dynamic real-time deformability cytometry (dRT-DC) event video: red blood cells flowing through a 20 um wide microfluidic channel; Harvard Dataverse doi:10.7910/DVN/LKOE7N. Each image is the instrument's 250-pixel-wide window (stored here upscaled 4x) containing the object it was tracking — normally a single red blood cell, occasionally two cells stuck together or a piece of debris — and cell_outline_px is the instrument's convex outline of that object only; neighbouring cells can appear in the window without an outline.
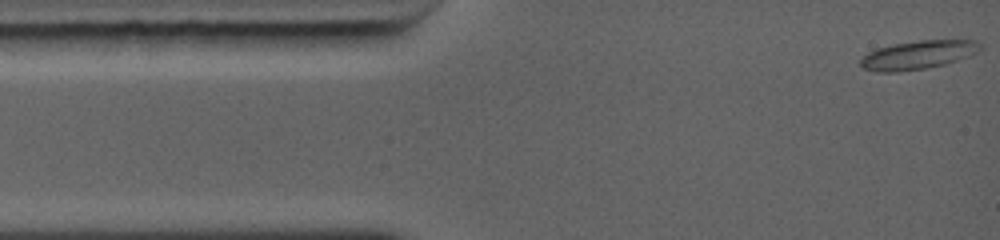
{"species": "common noctule bat (a hibernating species)", "species_latin": "Nyctalus noctula", "temperature_condition": "warm", "stored_images_in_passage": 12, "camera_frame_rate_fps": 5000, "um_per_image_px": 0.085, "animal": {"sex": "female", "body_mass_g": 19.0, "forearm_length_mm": 56.7}, "frame": {"image": 1, "passage_image": 1, "time_ms": 0.0, "image_size_px": [1000, 240], "cell_outline_px": [[984, 48], [968, 56], [944, 64], [928, 68], [896, 72], [876, 72], [864, 68], [860, 64], [860, 60], [868, 52], [876, 48], [896, 44], [920, 40], [976, 40]], "centroid_in_image_um": [78.03, 4.67], "position_along_channel_um": 7.0, "area_um2": 19.83}}
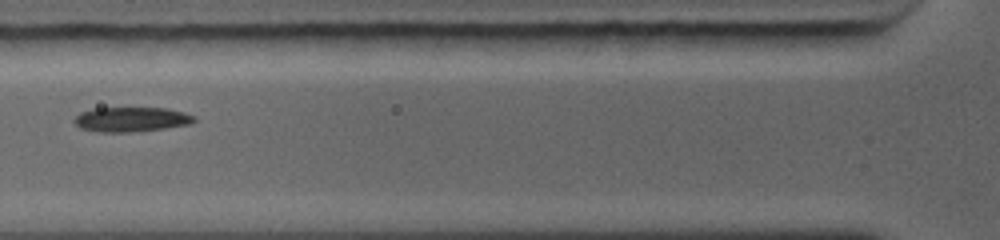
{"frame": {"image": 2, "passage_image": 9, "time_ms": 4.0, "image_size_px": [1000, 240], "cell_outline_px": [[196, 120], [188, 124], [164, 128], [132, 132], [96, 132], [80, 128], [72, 120], [80, 112], [92, 108], [168, 108], [184, 112], [196, 116]], "centroid_in_image_um": [11.13, 10.14], "position_along_channel_um": 114.7, "area_um2": 17.34}}
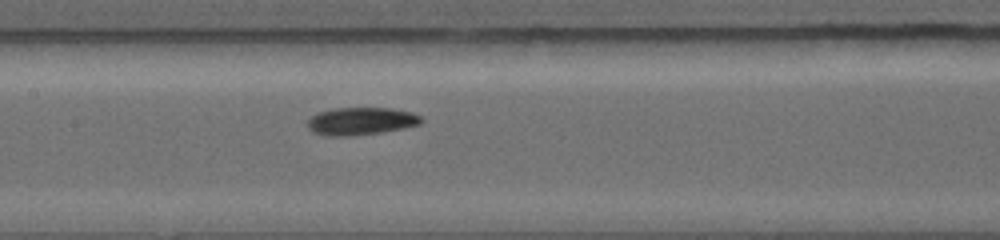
{"frame": {"image": 3, "passage_image": 12, "time_ms": 5.4, "image_size_px": [1000, 240], "cell_outline_px": [[424, 120], [420, 124], [404, 128], [384, 132], [352, 136], [324, 136], [312, 132], [308, 128], [308, 120], [312, 116], [320, 112], [332, 108], [392, 108], [412, 112], [420, 116]], "centroid_in_image_um": [30.69, 10.31], "position_along_channel_um": 176.7, "area_um2": 18.5}}